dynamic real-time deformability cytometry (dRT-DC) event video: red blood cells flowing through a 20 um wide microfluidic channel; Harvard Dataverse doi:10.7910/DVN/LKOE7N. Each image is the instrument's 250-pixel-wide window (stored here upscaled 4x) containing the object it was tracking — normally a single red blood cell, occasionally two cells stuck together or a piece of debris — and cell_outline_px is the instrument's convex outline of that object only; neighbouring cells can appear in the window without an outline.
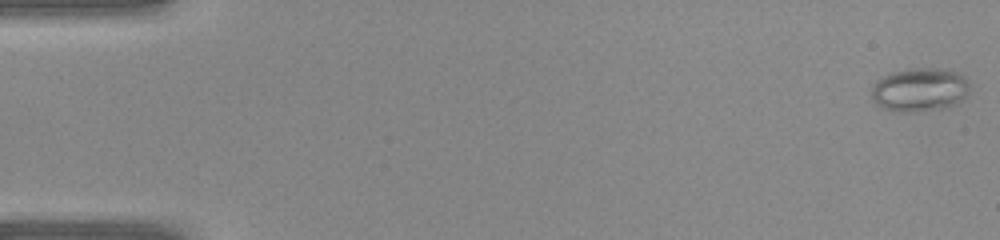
{"species": "common noctule bat (a hibernating species)", "species_latin": "Nyctalus noctula", "temperature_condition": "warm", "stored_images_in_passage": 41, "camera_frame_rate_fps": 3000, "um_per_image_px": 0.085, "animal": {"sex": "female", "body_mass_g": 22.0, "forearm_length_mm": 56.7}, "frame": {"image": 1, "passage_image": 1, "time_ms": 0.0, "image_size_px": [1000, 240], "cell_outline_px": [[968, 92], [960, 100], [952, 104], [940, 108], [912, 112], [896, 112], [880, 108], [872, 100], [872, 88], [876, 80], [892, 72], [912, 68], [932, 68], [956, 72], [964, 76], [968, 84]], "centroid_in_image_um": [78.1, 7.63], "position_along_channel_um": 6.9, "area_um2": 24.68}}
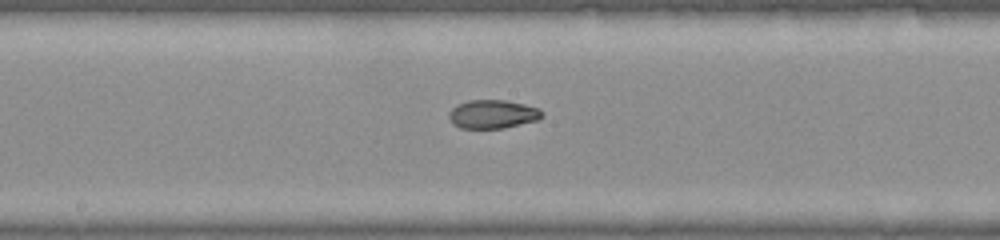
{"frame": {"image": 2, "passage_image": 22, "time_ms": 7.0, "image_size_px": [1000, 240], "cell_outline_px": [[544, 116], [540, 120], [504, 128], [460, 128], [452, 124], [448, 116], [448, 112], [456, 104], [468, 100], [504, 100], [524, 104], [540, 108], [544, 112]], "centroid_in_image_um": [41.9, 9.7], "position_along_channel_um": 206.3, "area_um2": 15.84}}
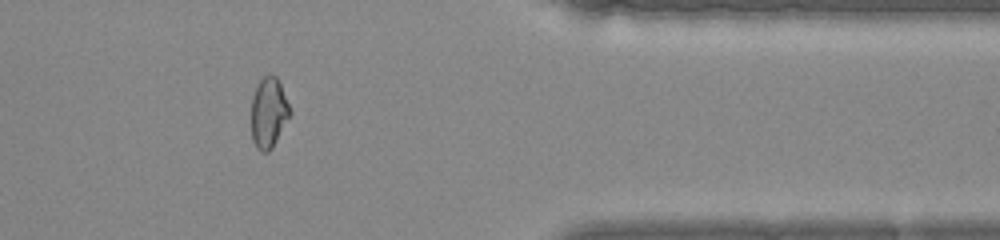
{"frame": {"image": 3, "passage_image": 34, "time_ms": 11.0, "image_size_px": [1000, 240], "cell_outline_px": [[292, 112], [272, 148], [268, 152], [260, 152], [256, 148], [252, 140], [252, 96], [260, 80], [264, 76], [276, 76], [280, 84]], "centroid_in_image_um": [22.83, 9.62], "position_along_channel_um": 388.6, "area_um2": 15.66}}